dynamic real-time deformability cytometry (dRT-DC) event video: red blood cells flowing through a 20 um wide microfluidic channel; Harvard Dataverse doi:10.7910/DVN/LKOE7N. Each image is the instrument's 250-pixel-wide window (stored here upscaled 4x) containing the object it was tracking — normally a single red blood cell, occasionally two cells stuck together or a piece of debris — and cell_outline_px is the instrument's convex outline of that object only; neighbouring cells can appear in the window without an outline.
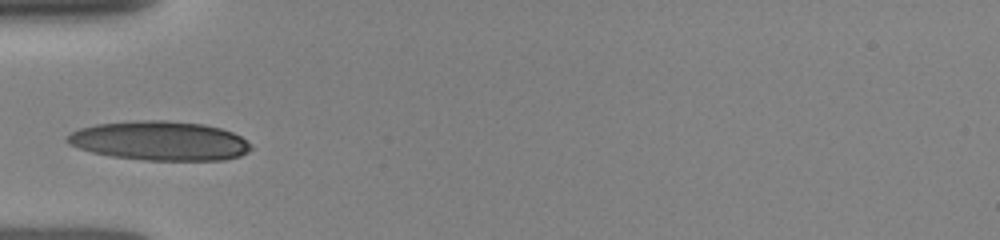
{"species": "human", "species_latin": "Homo sapiens", "temperature_condition": "room temperature", "stored_images_in_passage": 17, "camera_frame_rate_fps": 3000, "um_per_image_px": 0.085, "donor": {"sex": "female"}, "frame": {"image": 1, "passage_image": 1, "time_ms": 0.0, "image_size_px": [1000, 240], "cell_outline_px": [[252, 148], [248, 152], [240, 156], [224, 160], [144, 160], [112, 156], [92, 152], [68, 144], [64, 140], [64, 136], [80, 128], [96, 124], [140, 120], [164, 120], [204, 124], [220, 128], [232, 132], [240, 136], [252, 144]], "centroid_in_image_um": [13.57, 11.97], "position_along_channel_um": 71.4, "area_um2": 42.14}}
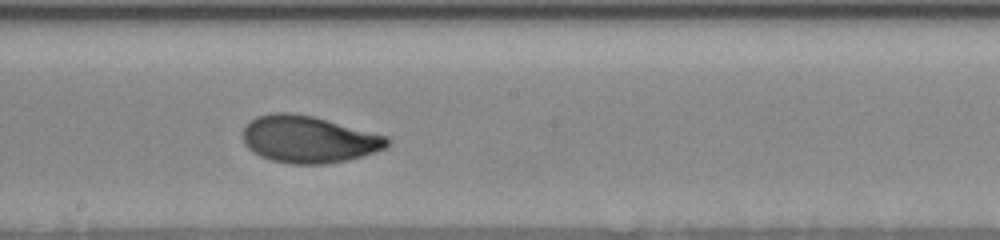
{"frame": {"image": 2, "passage_image": 8, "time_ms": 3.667, "image_size_px": [1000, 240], "cell_outline_px": [[392, 140], [384, 148], [348, 160], [324, 164], [288, 164], [272, 160], [260, 156], [252, 152], [244, 144], [244, 128], [256, 116], [272, 112], [292, 112], [312, 116], [388, 136]], "centroid_in_image_um": [26.21, 11.84], "position_along_channel_um": 222.0, "area_um2": 39.42}}
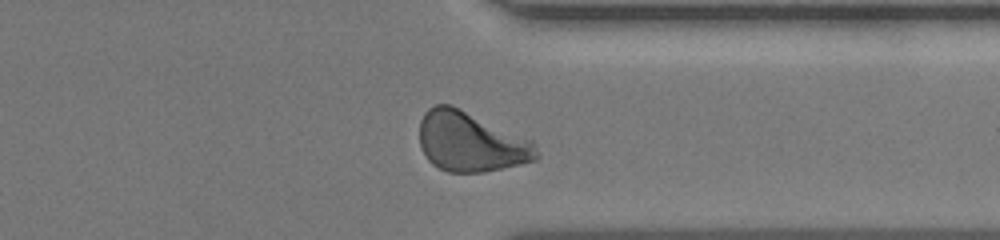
{"frame": {"image": 3, "passage_image": 15, "time_ms": 7.333, "image_size_px": [1000, 240], "cell_outline_px": [[540, 156], [536, 160], [520, 164], [484, 172], [448, 172], [432, 164], [428, 160], [420, 148], [420, 120], [424, 112], [428, 108], [436, 104], [452, 104], [532, 140], [536, 144]], "centroid_in_image_um": [40.01, 12.05], "position_along_channel_um": 371.4, "area_um2": 41.1}}